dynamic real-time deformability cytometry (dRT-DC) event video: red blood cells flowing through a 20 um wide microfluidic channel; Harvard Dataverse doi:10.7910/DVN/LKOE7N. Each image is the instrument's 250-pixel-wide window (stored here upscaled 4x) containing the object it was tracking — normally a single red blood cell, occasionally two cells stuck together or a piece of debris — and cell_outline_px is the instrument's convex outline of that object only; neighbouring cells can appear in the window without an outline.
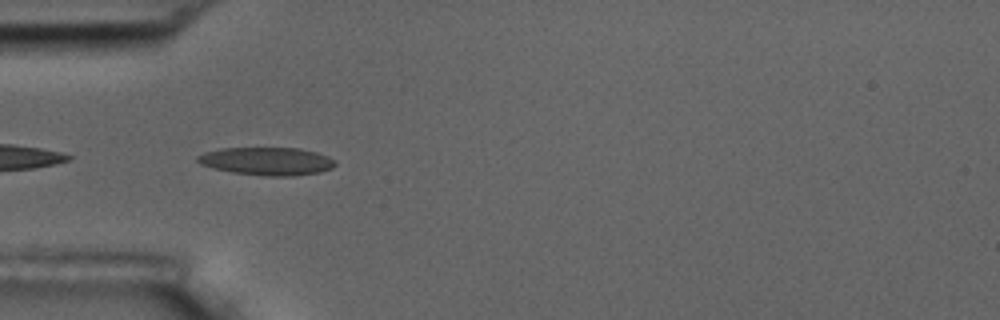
{"species": "common noctule bat (a hibernating species)", "species_latin": "Nyctalus noctula", "temperature_condition": "room temperature", "stored_images_in_passage": 6, "camera_frame_rate_fps": 3000, "um_per_image_px": 0.085, "animal": {"sex": "male", "body_mass_g": 17.5, "forearm_length_mm": 52.3}, "frame": {"image": 1, "passage_image": 5, "time_ms": 4.667, "image_size_px": [1000, 320], "cell_outline_px": [[336, 164], [332, 168], [320, 172], [292, 176], [264, 176], [232, 172], [212, 168], [200, 164], [196, 160], [196, 156], [204, 152], [220, 148], [300, 148], [316, 152], [328, 156], [336, 160]], "centroid_in_image_um": [22.68, 13.7], "position_along_channel_um": 62.3, "area_um2": 22.6}}